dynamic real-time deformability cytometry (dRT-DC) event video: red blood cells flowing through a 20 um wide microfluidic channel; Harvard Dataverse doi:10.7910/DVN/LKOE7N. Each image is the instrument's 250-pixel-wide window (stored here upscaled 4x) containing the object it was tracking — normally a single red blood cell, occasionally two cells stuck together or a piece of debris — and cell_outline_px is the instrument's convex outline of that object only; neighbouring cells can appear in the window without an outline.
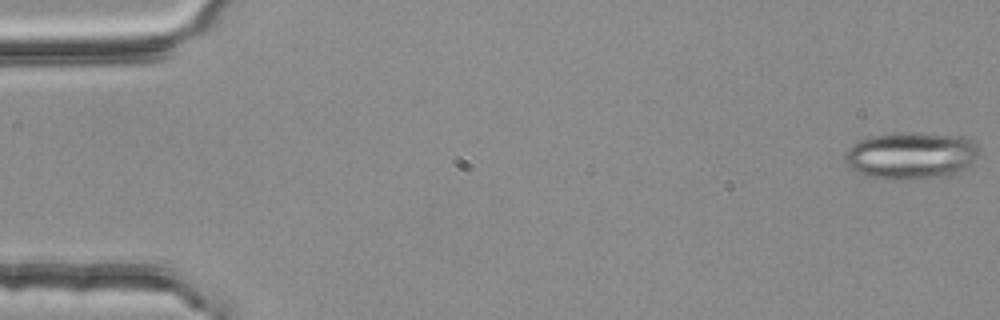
{"species": "common noctule bat (a hibernating species)", "species_latin": "Nyctalus noctula", "temperature_condition": "room temperature", "stored_images_in_passage": 4, "camera_frame_rate_fps": 3000, "um_per_image_px": 0.085, "animal": {"sex": "female", "body_mass_g": 25.1}, "frame": {"image": 1, "passage_image": 1, "time_ms": 0.0, "image_size_px": [1000, 320], "cell_outline_px": [[980, 152], [960, 172], [952, 176], [908, 180], [884, 180], [868, 176], [856, 172], [844, 160], [844, 152], [856, 140], [872, 136], [912, 132], [964, 136], [972, 140], [976, 144]], "centroid_in_image_um": [77.42, 13.24], "position_along_channel_um": 7.6, "area_um2": 37.28}}